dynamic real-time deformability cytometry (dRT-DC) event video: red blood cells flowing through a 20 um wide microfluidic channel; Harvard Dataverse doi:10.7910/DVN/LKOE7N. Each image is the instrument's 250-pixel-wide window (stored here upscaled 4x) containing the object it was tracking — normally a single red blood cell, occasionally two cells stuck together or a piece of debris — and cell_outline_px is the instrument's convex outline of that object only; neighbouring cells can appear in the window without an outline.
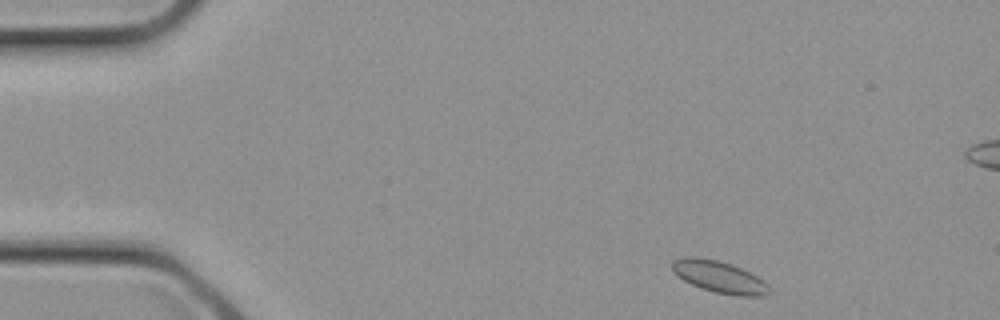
{"species": "common noctule bat (a hibernating species)", "species_latin": "Nyctalus noctula", "temperature_condition": "cold", "stored_images_in_passage": 3, "camera_frame_rate_fps": 3000, "um_per_image_px": 0.085, "animal": {"sex": "female", "body_mass_g": 21.9}, "frame": {"image": 1, "passage_image": 1, "time_ms": 0.0, "image_size_px": [1000, 320], "cell_outline_px": [[772, 292], [764, 296], [740, 296], [716, 292], [700, 288], [676, 276], [672, 272], [672, 260], [684, 256], [696, 256], [716, 260], [732, 264], [764, 280], [768, 284]], "centroid_in_image_um": [61.12, 23.53], "position_along_channel_um": 23.9, "area_um2": 18.15}}